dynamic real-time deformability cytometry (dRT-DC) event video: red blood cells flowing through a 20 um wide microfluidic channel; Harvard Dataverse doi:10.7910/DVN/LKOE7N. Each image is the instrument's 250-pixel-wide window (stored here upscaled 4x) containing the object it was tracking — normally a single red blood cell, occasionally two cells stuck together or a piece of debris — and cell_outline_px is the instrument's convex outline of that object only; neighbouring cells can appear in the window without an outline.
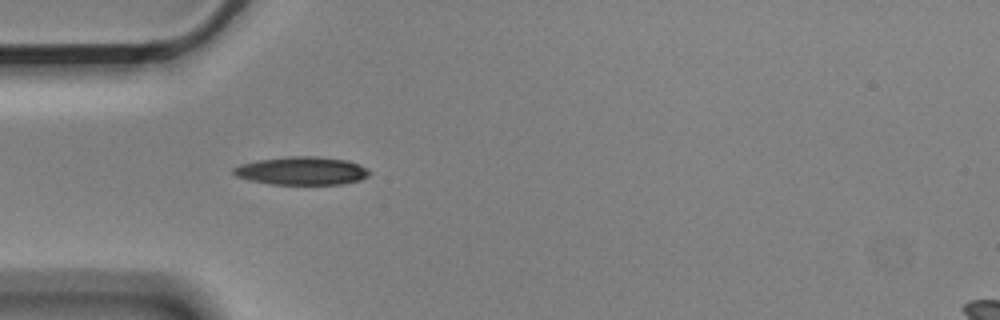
{"species": "Egyptian fruit bat (a non-hibernating species)", "species_latin": "Rousettus aegyptiacus", "temperature_condition": "cold", "stored_images_in_passage": 4, "camera_frame_rate_fps": 3000, "um_per_image_px": 0.085, "animal": {"sex": "male"}, "frame": {"image": 1, "passage_image": 4, "time_ms": 1.0, "image_size_px": [1000, 320], "cell_outline_px": [[372, 172], [368, 176], [360, 180], [344, 184], [272, 184], [248, 180], [236, 176], [232, 172], [232, 168], [240, 164], [260, 160], [288, 156], [316, 156], [348, 160], [360, 164], [368, 168]], "centroid_in_image_um": [25.69, 14.52], "position_along_channel_um": 59.3, "area_um2": 22.48}}